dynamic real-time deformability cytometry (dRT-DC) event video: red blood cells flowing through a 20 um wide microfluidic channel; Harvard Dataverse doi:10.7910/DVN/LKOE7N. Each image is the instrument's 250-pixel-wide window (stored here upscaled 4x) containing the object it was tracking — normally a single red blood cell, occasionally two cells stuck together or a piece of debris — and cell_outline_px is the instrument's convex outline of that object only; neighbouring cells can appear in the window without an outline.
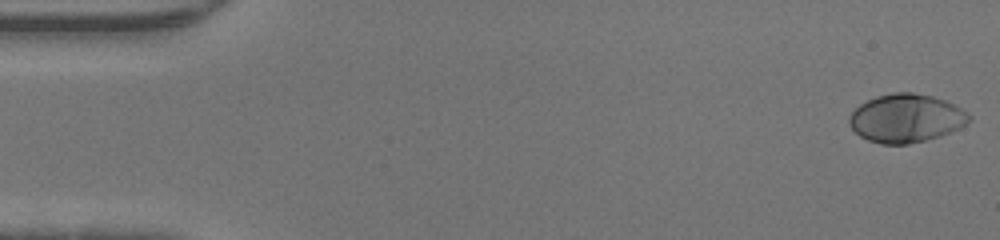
{"species": "human", "species_latin": "Homo sapiens", "temperature_condition": "warm", "stored_images_in_passage": 46, "camera_frame_rate_fps": 3000, "um_per_image_px": 0.085, "donor": {"sex": "male"}, "frame": {"image": 1, "passage_image": 1, "time_ms": 0.0, "image_size_px": [1000, 240], "cell_outline_px": [[972, 120], [940, 136], [908, 144], [880, 144], [868, 140], [860, 136], [848, 124], [848, 116], [860, 104], [876, 96], [892, 92], [912, 92], [932, 96], [944, 100], [968, 112], [972, 116]], "centroid_in_image_um": [76.99, 10.04], "position_along_channel_um": 8.0, "area_um2": 33.64}}
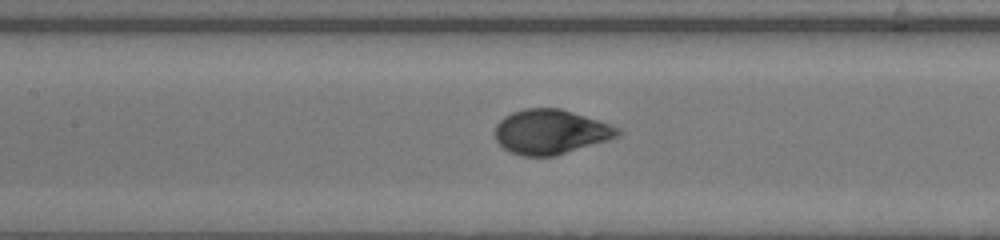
{"frame": {"image": 2, "passage_image": 21, "time_ms": 6.667, "image_size_px": [1000, 240], "cell_outline_px": [[620, 136], [608, 140], [556, 156], [520, 156], [504, 148], [496, 140], [496, 124], [504, 116], [512, 112], [524, 108], [560, 108], [620, 128]], "centroid_in_image_um": [46.79, 11.21], "position_along_channel_um": 160.6, "area_um2": 31.73}}
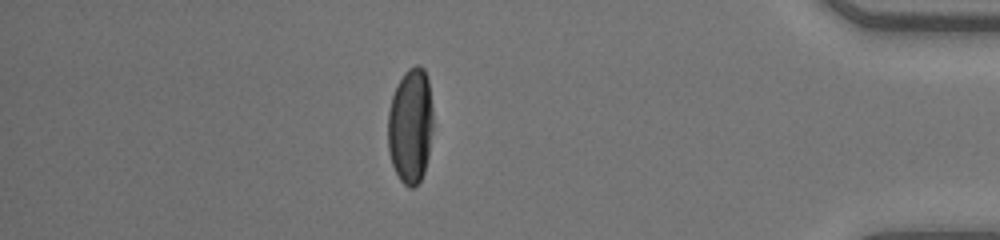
{"frame": {"image": 3, "passage_image": 40, "time_ms": 13.0, "image_size_px": [1000, 240], "cell_outline_px": [[432, 132], [428, 156], [424, 172], [420, 180], [412, 188], [408, 188], [400, 180], [392, 164], [388, 152], [388, 112], [392, 96], [404, 72], [408, 68], [416, 64], [420, 64], [424, 68], [428, 80], [432, 108]], "centroid_in_image_um": [34.89, 10.69], "position_along_channel_um": 400.3, "area_um2": 30.46}}